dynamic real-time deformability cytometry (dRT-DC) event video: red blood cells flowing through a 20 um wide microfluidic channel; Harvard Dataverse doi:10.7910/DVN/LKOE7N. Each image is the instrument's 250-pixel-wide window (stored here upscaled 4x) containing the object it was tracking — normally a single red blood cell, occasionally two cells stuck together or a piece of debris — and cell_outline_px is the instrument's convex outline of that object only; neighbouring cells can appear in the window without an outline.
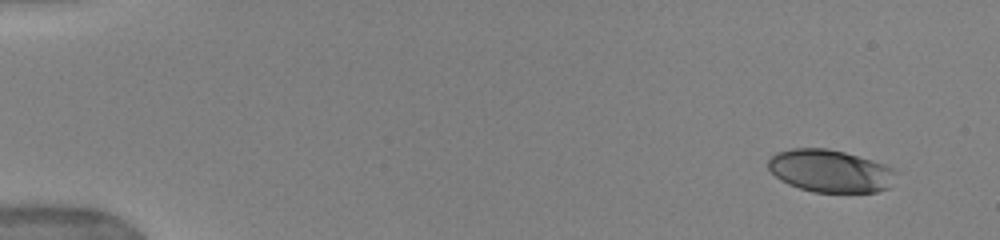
{"species": "human", "species_latin": "Homo sapiens", "temperature_condition": "warm", "stored_images_in_passage": 49, "camera_frame_rate_fps": 3000, "um_per_image_px": 0.085, "donor": {"sex": "female"}, "frame": {"image": 1, "passage_image": 1, "time_ms": 0.0, "image_size_px": [1000, 240], "cell_outline_px": [[896, 172], [888, 188], [876, 192], [812, 192], [788, 184], [780, 180], [768, 168], [768, 160], [776, 152], [792, 148], [828, 148], [844, 152], [872, 160], [884, 164], [892, 168]], "centroid_in_image_um": [70.54, 14.53], "position_along_channel_um": 14.5, "area_um2": 31.56}}
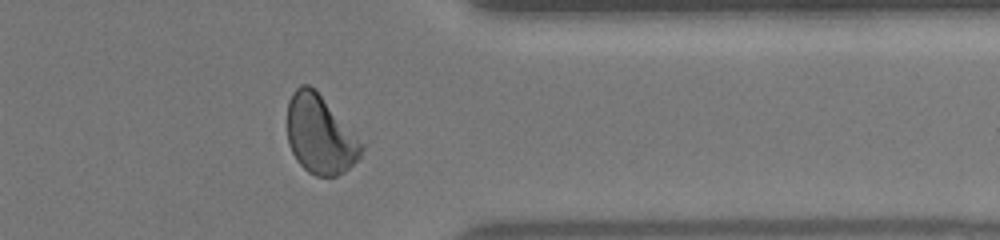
{"frame": {"image": 2, "passage_image": 40, "time_ms": 13.0, "image_size_px": [1000, 240], "cell_outline_px": [[368, 140], [360, 156], [344, 172], [336, 176], [316, 176], [308, 172], [296, 160], [288, 144], [288, 100], [292, 92], [300, 84], [308, 84]], "centroid_in_image_um": [27.29, 11.43], "position_along_channel_um": 384.1, "area_um2": 34.97}}
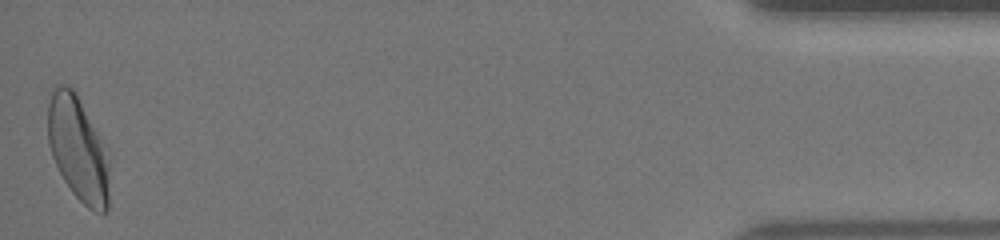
{"frame": {"image": 3, "passage_image": 49, "time_ms": 16.0, "image_size_px": [1000, 240], "cell_outline_px": [[108, 208], [104, 212], [96, 212], [88, 208], [72, 192], [64, 180], [52, 156], [48, 144], [48, 104], [52, 92], [56, 84], [64, 84], [72, 88], [76, 92], [100, 140], [108, 164]], "centroid_in_image_um": [6.59, 12.65], "position_along_channel_um": 428.6, "area_um2": 36.53}, "authors_computed_cell_mechanics": {"area_um2": 34.6222, "velocity_mm_per_s": 3.9456, "shape_relaxation_time_tau1_ms": 3.5675, "shape_relaxation_time_tau2_ms": 1.0353, "deformation_change_tau1": 0.1549, "deformation_change_tau2": 0.0608}}